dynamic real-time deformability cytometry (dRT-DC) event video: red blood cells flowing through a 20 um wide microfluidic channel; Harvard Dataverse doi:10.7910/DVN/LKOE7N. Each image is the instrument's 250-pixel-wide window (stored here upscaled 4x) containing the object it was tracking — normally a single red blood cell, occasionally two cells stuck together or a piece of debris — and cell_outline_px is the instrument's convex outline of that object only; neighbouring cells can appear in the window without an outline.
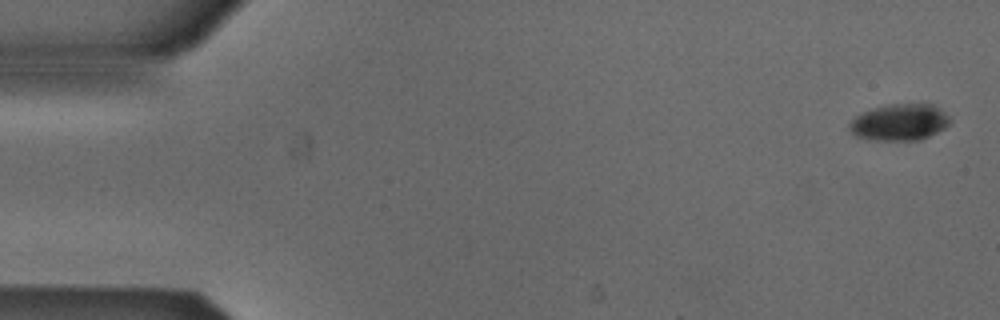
{"species": "Egyptian fruit bat (a non-hibernating species)", "species_latin": "Rousettus aegyptiacus", "temperature_condition": "cold", "stored_images_in_passage": 5, "camera_frame_rate_fps": 3000, "um_per_image_px": 0.085, "animal": {"sex": "male"}, "frame": {"image": 1, "passage_image": 1, "time_ms": 0.0, "image_size_px": [1000, 320], "cell_outline_px": [[948, 124], [944, 128], [928, 136], [916, 140], [880, 140], [856, 136], [852, 132], [848, 124], [856, 116], [864, 112], [888, 104], [932, 104], [940, 108], [948, 116]], "centroid_in_image_um": [76.46, 10.38], "position_along_channel_um": 8.5, "area_um2": 20.87}}
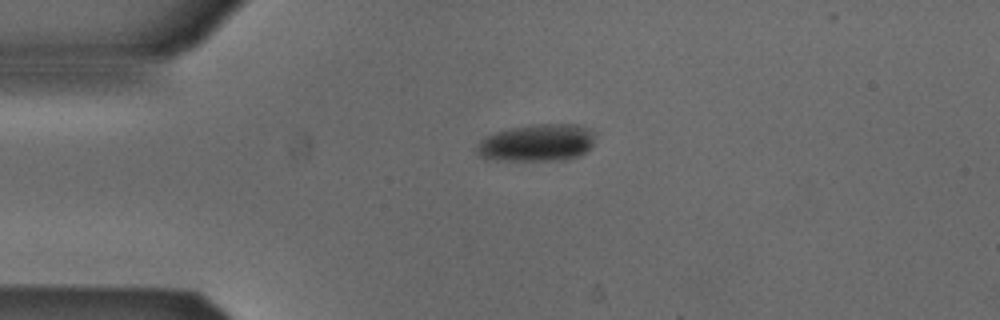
{"frame": {"image": 2, "passage_image": 4, "time_ms": 1.0, "image_size_px": [1000, 320], "cell_outline_px": [[592, 144], [584, 152], [576, 156], [564, 160], [504, 160], [480, 156], [476, 152], [476, 148], [480, 140], [496, 132], [512, 128], [536, 124], [576, 124], [588, 128], [592, 132]], "centroid_in_image_um": [45.63, 12.13], "position_along_channel_um": 39.4, "area_um2": 25.09}}